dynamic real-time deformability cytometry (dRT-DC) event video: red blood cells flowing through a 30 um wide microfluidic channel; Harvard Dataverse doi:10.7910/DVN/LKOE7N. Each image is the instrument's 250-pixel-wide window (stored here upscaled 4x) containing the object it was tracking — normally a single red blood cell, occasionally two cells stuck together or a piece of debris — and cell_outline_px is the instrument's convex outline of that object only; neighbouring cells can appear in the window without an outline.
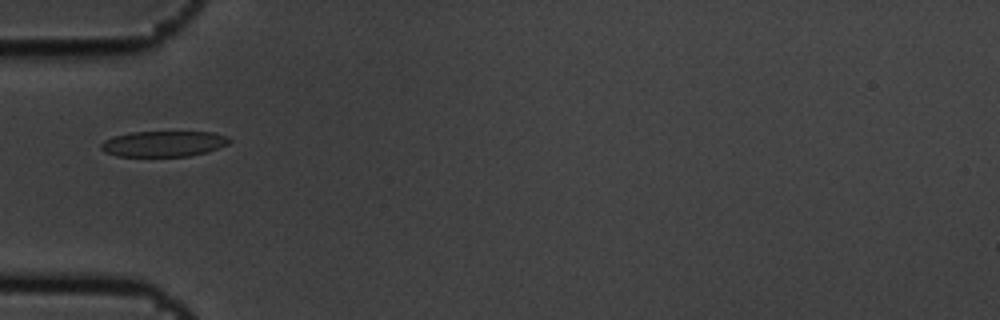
{"species": "common noctule bat (a hibernating species)", "species_latin": "Nyctalus noctula", "temperature_condition": "cold", "stored_images_in_passage": 3, "camera_frame_rate_fps": 3000, "um_per_image_px": 0.085, "animal": {"sex": "male", "body_mass_g": 19.5, "forearm_length_mm": 54.6}, "frame": {"image": 1, "passage_image": 1, "time_ms": 0.0, "image_size_px": [1000, 320], "cell_outline_px": [[232, 140], [228, 144], [204, 152], [188, 156], [116, 156], [104, 152], [100, 148], [100, 144], [104, 140], [112, 136], [132, 132], [212, 132], [228, 136]], "centroid_in_image_um": [13.86, 12.21], "position_along_channel_um": 71.1, "area_um2": 19.19}}
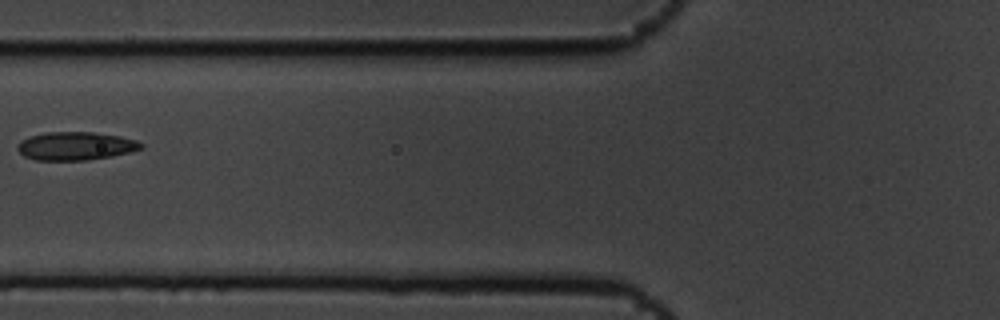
{"frame": {"image": 2, "passage_image": 2, "time_ms": 0.333, "image_size_px": [1000, 320], "cell_outline_px": [[144, 148], [112, 156], [88, 160], [36, 160], [24, 156], [16, 148], [20, 140], [28, 136], [44, 132], [92, 132], [120, 136], [136, 140], [144, 144]], "centroid_in_image_um": [6.41, 12.4], "position_along_channel_um": 119.4, "area_um2": 20.46}}
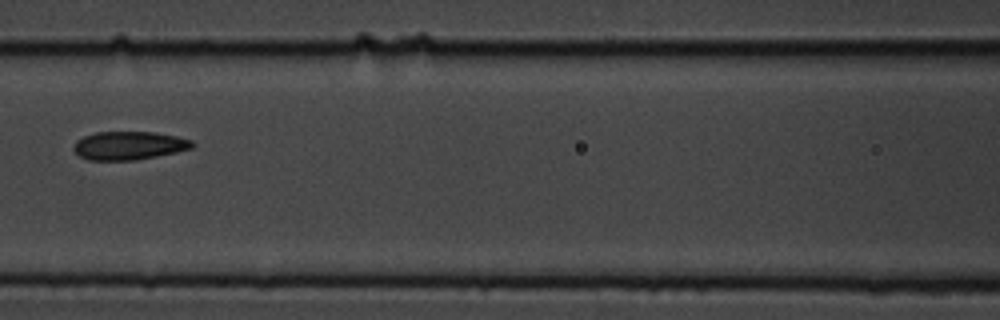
{"frame": {"image": 3, "passage_image": 3, "time_ms": 0.667, "image_size_px": [1000, 320], "cell_outline_px": [[196, 144], [192, 148], [176, 152], [136, 160], [88, 160], [80, 156], [72, 148], [76, 140], [84, 136], [96, 132], [156, 132], [176, 136], [192, 140]], "centroid_in_image_um": [10.97, 12.37], "position_along_channel_um": 155.6, "area_um2": 19.65}}